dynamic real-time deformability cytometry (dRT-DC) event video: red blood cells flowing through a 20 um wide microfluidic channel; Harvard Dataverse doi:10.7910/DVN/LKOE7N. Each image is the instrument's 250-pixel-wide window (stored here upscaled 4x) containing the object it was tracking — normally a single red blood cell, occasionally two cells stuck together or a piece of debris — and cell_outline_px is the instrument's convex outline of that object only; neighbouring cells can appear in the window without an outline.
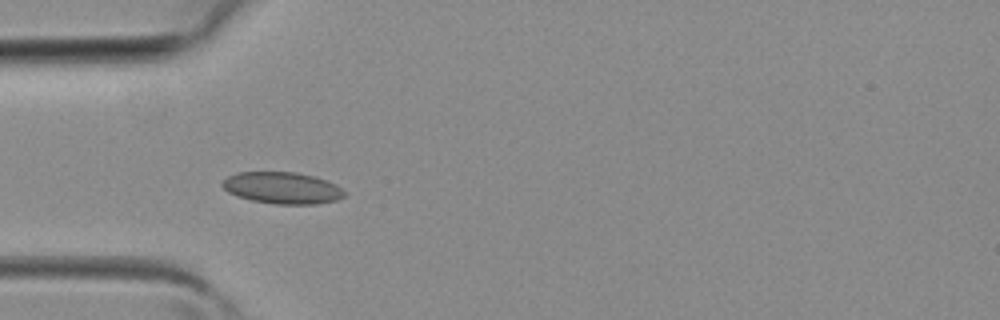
{"species": "common noctule bat (a hibernating species)", "species_latin": "Nyctalus noctula", "temperature_condition": "room temperature", "stored_images_in_passage": 6, "camera_frame_rate_fps": 3000, "um_per_image_px": 0.085, "animal": {"sex": "female", "body_mass_g": 19.3, "forearm_length_mm": 54.1}, "frame": {"image": 1, "passage_image": 4, "time_ms": 1.0, "image_size_px": [1000, 320], "cell_outline_px": [[344, 196], [336, 200], [316, 204], [276, 204], [252, 200], [228, 192], [220, 184], [228, 176], [236, 172], [296, 172], [316, 176], [336, 184], [344, 192]], "centroid_in_image_um": [24.0, 15.96], "position_along_channel_um": 61.0, "area_um2": 22.43}}
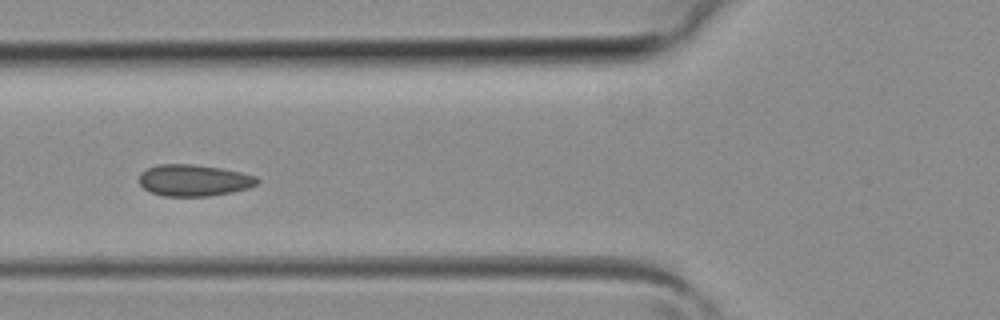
{"frame": {"image": 2, "passage_image": 5, "time_ms": 1.333, "image_size_px": [1000, 320], "cell_outline_px": [[260, 180], [256, 184], [248, 188], [232, 192], [208, 196], [164, 196], [148, 192], [136, 180], [140, 172], [156, 164], [196, 164], [220, 168], [240, 172], [256, 176]], "centroid_in_image_um": [16.42, 15.32], "position_along_channel_um": 109.4, "area_um2": 21.96}}
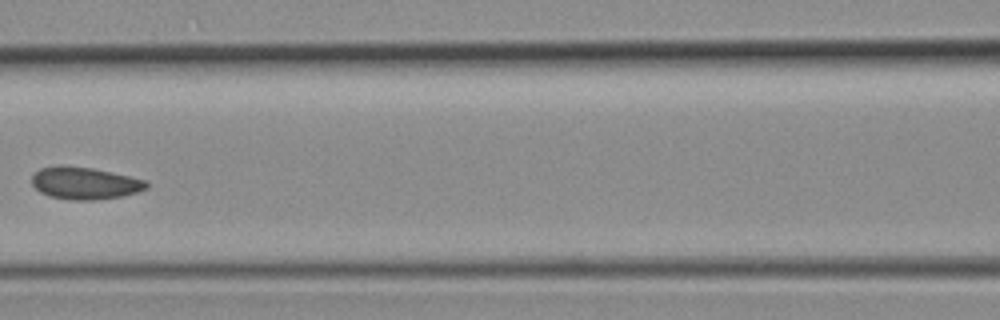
{"frame": {"image": 3, "passage_image": 6, "time_ms": 1.667, "image_size_px": [1000, 320], "cell_outline_px": [[148, 188], [136, 192], [120, 196], [96, 200], [72, 200], [48, 196], [40, 192], [32, 184], [32, 176], [40, 168], [56, 164], [64, 164], [92, 168], [148, 180]], "centroid_in_image_um": [7.18, 15.55], "position_along_channel_um": 159.4, "area_um2": 21.73}}